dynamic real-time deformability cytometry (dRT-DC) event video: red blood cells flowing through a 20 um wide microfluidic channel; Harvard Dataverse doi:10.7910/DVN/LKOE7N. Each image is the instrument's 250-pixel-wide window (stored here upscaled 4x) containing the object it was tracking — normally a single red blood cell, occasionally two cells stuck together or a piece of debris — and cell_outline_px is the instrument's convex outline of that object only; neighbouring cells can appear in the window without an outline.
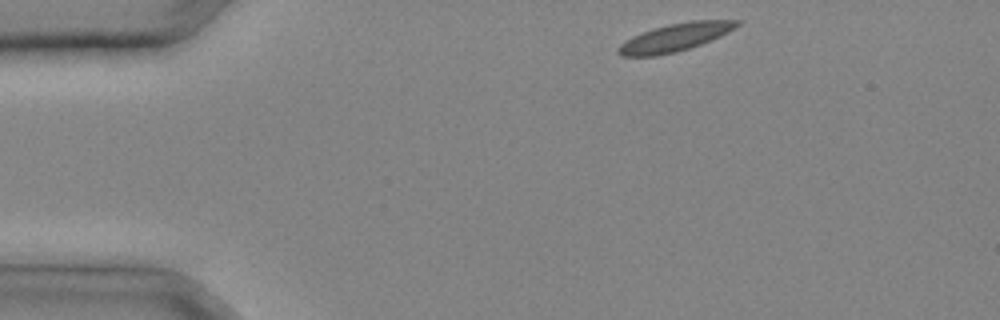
{"species": "common noctule bat (a hibernating species)", "species_latin": "Nyctalus noctula", "temperature_condition": "cold", "stored_images_in_passage": 24, "camera_frame_rate_fps": 3000, "um_per_image_px": 0.085, "animal": {"sex": "male", "body_mass_g": 20.4}, "frame": {"image": 1, "passage_image": 1, "time_ms": 0.0, "image_size_px": [1000, 320], "cell_outline_px": [[740, 24], [728, 32], [720, 36], [700, 44], [676, 52], [656, 56], [620, 56], [616, 52], [616, 48], [624, 40], [632, 36], [668, 24], [692, 20], [740, 20]], "centroid_in_image_um": [57.34, 3.18], "position_along_channel_um": 27.7, "area_um2": 19.13}}
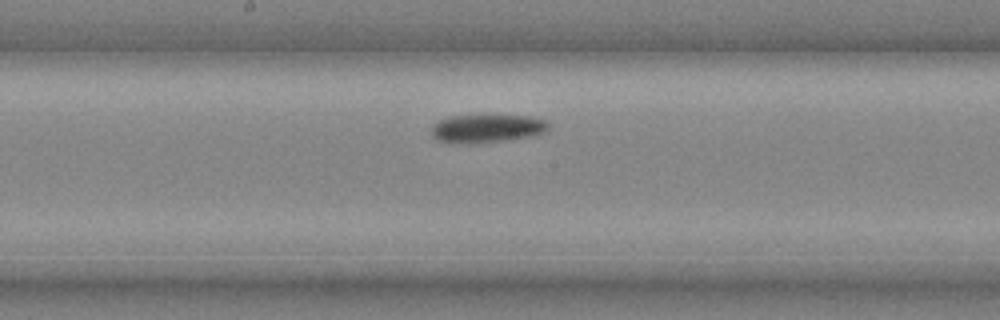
{"frame": {"image": 2, "passage_image": 13, "time_ms": 4.0, "image_size_px": [1000, 320], "cell_outline_px": [[548, 132], [536, 136], [504, 140], [468, 144], [460, 144], [436, 140], [432, 136], [432, 124], [448, 116], [532, 116], [544, 120], [548, 124]], "centroid_in_image_um": [41.39, 10.93], "position_along_channel_um": 206.8, "area_um2": 19.36}}
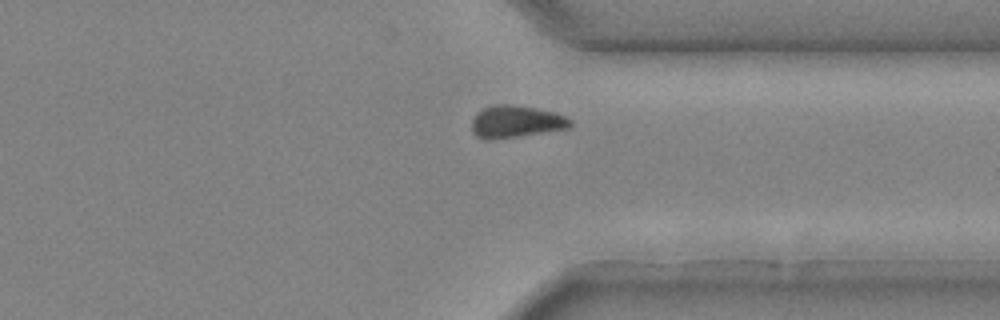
{"frame": {"image": 3, "passage_image": 21, "time_ms": 6.667, "image_size_px": [1000, 320], "cell_outline_px": [[572, 124], [568, 128], [492, 140], [484, 140], [476, 136], [472, 132], [472, 120], [476, 112], [492, 104], [508, 104], [536, 108], [556, 112], [568, 116], [572, 120]], "centroid_in_image_um": [43.84, 10.33], "position_along_channel_um": 367.6, "area_um2": 18.67}}